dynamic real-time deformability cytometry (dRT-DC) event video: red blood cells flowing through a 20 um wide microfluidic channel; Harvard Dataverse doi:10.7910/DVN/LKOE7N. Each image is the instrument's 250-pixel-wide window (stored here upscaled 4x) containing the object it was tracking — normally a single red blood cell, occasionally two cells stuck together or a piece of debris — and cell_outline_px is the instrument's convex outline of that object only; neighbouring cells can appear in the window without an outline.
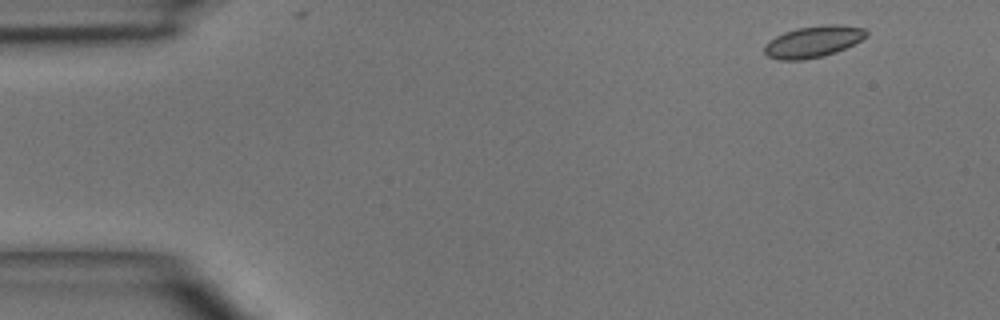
{"species": "common noctule bat (a hibernating species)", "species_latin": "Nyctalus noctula", "temperature_condition": "room temperature", "stored_images_in_passage": 4, "camera_frame_rate_fps": 3000, "um_per_image_px": 0.085, "animal": {"sex": "male", "body_mass_g": 15.6}, "frame": {"image": 1, "passage_image": 1, "time_ms": 0.0, "image_size_px": [1000, 320], "cell_outline_px": [[868, 36], [836, 52], [824, 56], [804, 60], [780, 60], [768, 56], [764, 52], [764, 44], [768, 40], [784, 32], [796, 28], [828, 24], [836, 24], [864, 28], [868, 32]], "centroid_in_image_um": [69.1, 3.54], "position_along_channel_um": 15.9, "area_um2": 18.73}}
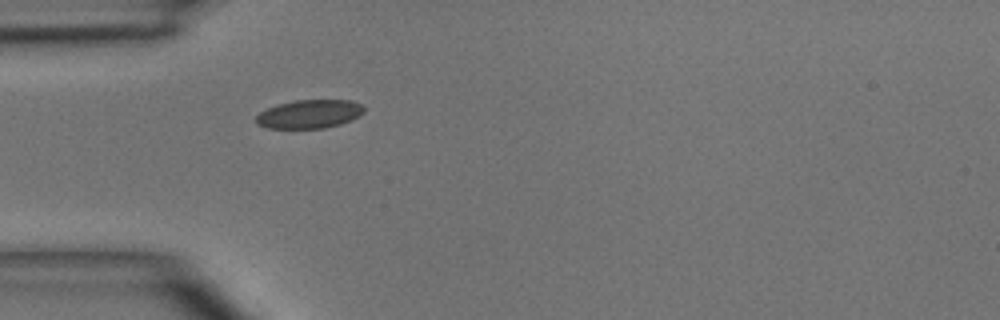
{"frame": {"image": 2, "passage_image": 4, "time_ms": 3.333, "image_size_px": [1000, 320], "cell_outline_px": [[364, 112], [360, 116], [352, 120], [340, 124], [324, 128], [268, 128], [256, 124], [256, 116], [260, 112], [268, 108], [280, 104], [296, 100], [352, 100], [360, 104], [364, 108]], "centroid_in_image_um": [26.32, 9.7], "position_along_channel_um": 58.7, "area_um2": 17.92}}